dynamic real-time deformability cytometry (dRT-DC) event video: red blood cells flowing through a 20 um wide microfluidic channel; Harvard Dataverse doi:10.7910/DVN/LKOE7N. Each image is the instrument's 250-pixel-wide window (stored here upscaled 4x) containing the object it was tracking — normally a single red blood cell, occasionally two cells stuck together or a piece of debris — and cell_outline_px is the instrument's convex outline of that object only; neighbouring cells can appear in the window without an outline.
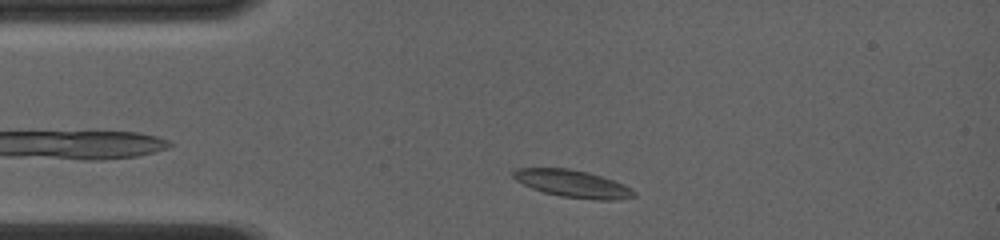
{"species": "common noctule bat (a hibernating species)", "species_latin": "Nyctalus noctula", "temperature_condition": "room temperature", "stored_images_in_passage": 15, "camera_frame_rate_fps": 4000, "um_per_image_px": 0.085, "animal": {"sex": "female", "body_mass_g": 19.0, "forearm_length_mm": 56.7}, "frame": {"image": 1, "passage_image": 4, "time_ms": 0.75, "image_size_px": [1000, 240], "cell_outline_px": [[636, 196], [620, 200], [600, 200], [560, 196], [544, 192], [532, 188], [516, 180], [512, 176], [512, 172], [516, 168], [568, 168], [588, 172], [624, 184], [636, 192]], "centroid_in_image_um": [48.69, 15.62], "position_along_channel_um": 36.3, "area_um2": 19.13}}
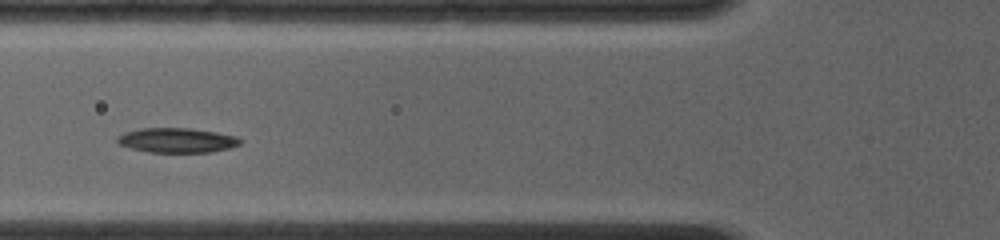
{"frame": {"image": 2, "passage_image": 12, "time_ms": 3.25, "image_size_px": [1000, 240], "cell_outline_px": [[244, 140], [240, 144], [228, 148], [212, 152], [148, 152], [116, 144], [116, 136], [124, 132], [140, 128], [192, 128], [216, 132], [236, 136]], "centroid_in_image_um": [15.02, 11.92], "position_along_channel_um": 110.8, "area_um2": 17.86}}
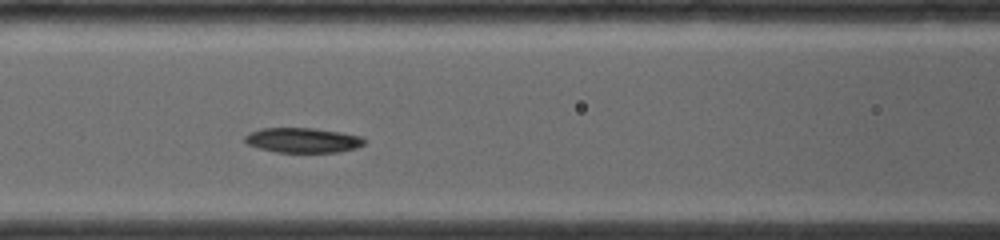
{"frame": {"image": 3, "passage_image": 15, "time_ms": 4.0, "image_size_px": [1000, 240], "cell_outline_px": [[364, 144], [356, 148], [336, 152], [276, 152], [260, 148], [248, 144], [244, 140], [244, 136], [248, 132], [260, 128], [316, 128], [340, 132], [360, 136], [364, 140]], "centroid_in_image_um": [25.7, 11.91], "position_along_channel_um": 140.9, "area_um2": 17.28}}